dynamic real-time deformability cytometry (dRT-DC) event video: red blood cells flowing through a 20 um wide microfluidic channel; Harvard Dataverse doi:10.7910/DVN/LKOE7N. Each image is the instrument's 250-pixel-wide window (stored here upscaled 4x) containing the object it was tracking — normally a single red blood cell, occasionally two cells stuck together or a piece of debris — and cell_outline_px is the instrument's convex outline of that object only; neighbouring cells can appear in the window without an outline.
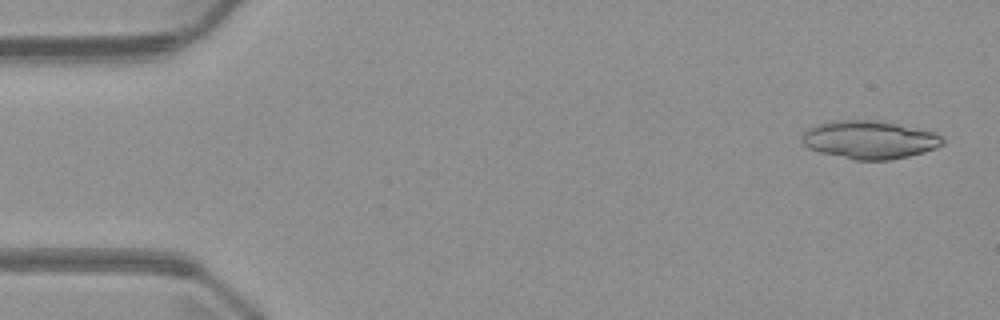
{"species": "common noctule bat (a hibernating species)", "species_latin": "Nyctalus noctula", "temperature_condition": "warm", "stored_images_in_passage": 5, "camera_frame_rate_fps": 3000, "um_per_image_px": 0.085, "animal": {"sex": "male", "body_mass_g": 23.1, "forearm_length_mm": 52.7}, "frame": {"image": 1, "passage_image": 1, "time_ms": 0.0, "image_size_px": [1000, 320], "cell_outline_px": [[944, 144], [936, 148], [924, 152], [908, 156], [888, 160], [856, 160], [820, 152], [808, 148], [804, 144], [804, 132], [808, 128], [832, 120], [876, 120], [896, 124], [932, 132], [940, 136], [944, 140]], "centroid_in_image_um": [73.91, 11.88], "position_along_channel_um": 11.1, "area_um2": 30.81}}
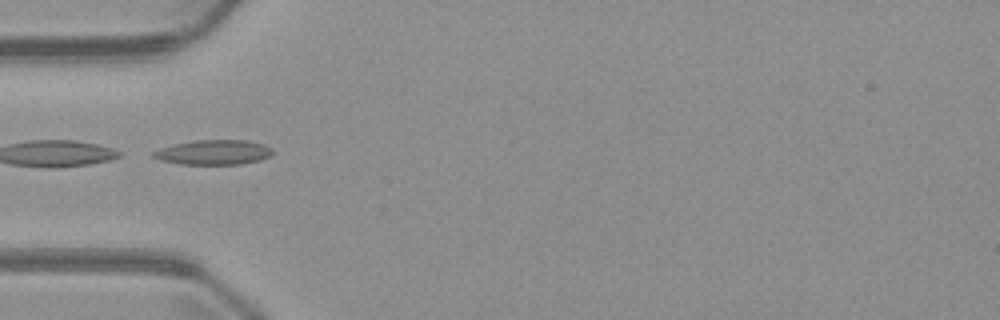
{"frame": {"image": 2, "passage_image": 5, "time_ms": 4.667, "image_size_px": [1000, 320], "cell_outline_px": [[276, 152], [260, 160], [244, 164], [180, 164], [160, 160], [152, 156], [152, 152], [160, 148], [176, 144], [196, 140], [248, 140], [264, 144], [272, 148]], "centroid_in_image_um": [18.2, 12.95], "position_along_channel_um": 66.8, "area_um2": 17.28}}